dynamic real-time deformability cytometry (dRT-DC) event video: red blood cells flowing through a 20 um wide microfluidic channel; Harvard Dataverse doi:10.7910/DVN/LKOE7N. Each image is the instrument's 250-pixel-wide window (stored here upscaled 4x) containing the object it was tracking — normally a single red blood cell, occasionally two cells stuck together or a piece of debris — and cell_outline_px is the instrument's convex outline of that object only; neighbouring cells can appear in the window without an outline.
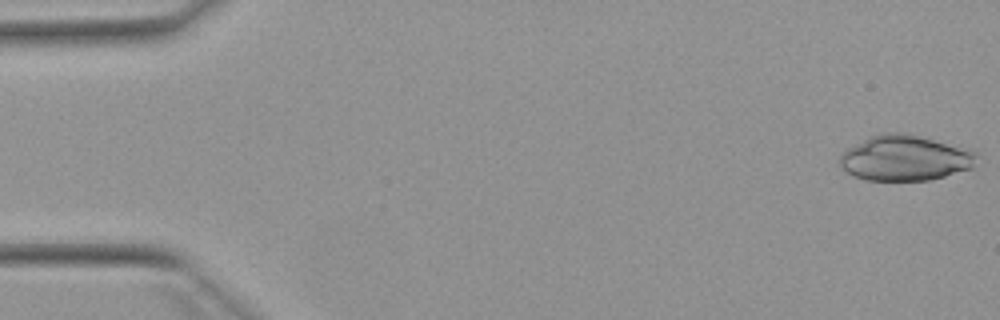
{"species": "Egyptian fruit bat (a non-hibernating species)", "species_latin": "Rousettus aegyptiacus", "temperature_condition": "warm", "stored_images_in_passage": 51, "camera_frame_rate_fps": 3000, "um_per_image_px": 0.085, "animal": {"sex": "female"}, "frame": {"image": 1, "passage_image": 1, "time_ms": 0.0, "image_size_px": [1000, 320], "cell_outline_px": [[976, 168], [932, 180], [864, 180], [848, 172], [840, 164], [840, 156], [848, 148], [868, 136], [880, 132], [904, 132], [968, 148], [976, 152]], "centroid_in_image_um": [76.98, 13.42], "position_along_channel_um": 8.0, "area_um2": 36.59}}